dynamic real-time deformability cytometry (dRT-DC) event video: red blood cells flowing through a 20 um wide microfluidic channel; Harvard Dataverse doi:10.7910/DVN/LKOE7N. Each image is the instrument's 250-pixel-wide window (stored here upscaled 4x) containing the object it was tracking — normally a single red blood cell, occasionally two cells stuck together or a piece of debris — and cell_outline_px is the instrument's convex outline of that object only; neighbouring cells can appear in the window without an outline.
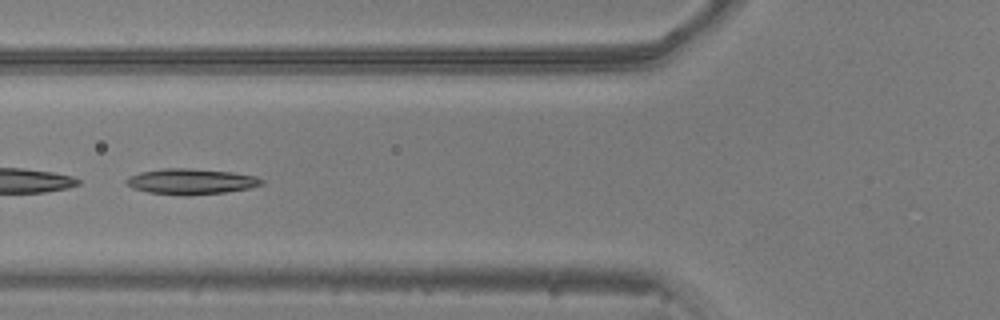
{"species": "common noctule bat (a hibernating species)", "species_latin": "Nyctalus noctula", "temperature_condition": "warm", "stored_images_in_passage": 49, "camera_frame_rate_fps": 3000, "um_per_image_px": 0.085, "animal": {"sex": "male", "body_mass_g": 20.5, "forearm_length_mm": 52.5}, "frame": {"image": 1, "passage_image": 21, "time_ms": 6.667, "image_size_px": [1000, 320], "cell_outline_px": [[256, 184], [240, 188], [216, 192], [156, 192], [140, 188], [140, 176], [148, 172], [220, 172], [244, 176], [256, 180]], "centroid_in_image_um": [16.43, 15.46], "position_along_channel_um": 109.4, "area_um2": 14.51}, "authors_computed_cell_mechanics": {"area_um2": 15.606, "velocity_mm_per_s": 3.8799, "shape_relaxation_time_tau1_ms": null, "shape_relaxation_time_tau2_ms": 2.2614, "deformation_change_tau1": null, "deformation_change_tau2": 0.113}}